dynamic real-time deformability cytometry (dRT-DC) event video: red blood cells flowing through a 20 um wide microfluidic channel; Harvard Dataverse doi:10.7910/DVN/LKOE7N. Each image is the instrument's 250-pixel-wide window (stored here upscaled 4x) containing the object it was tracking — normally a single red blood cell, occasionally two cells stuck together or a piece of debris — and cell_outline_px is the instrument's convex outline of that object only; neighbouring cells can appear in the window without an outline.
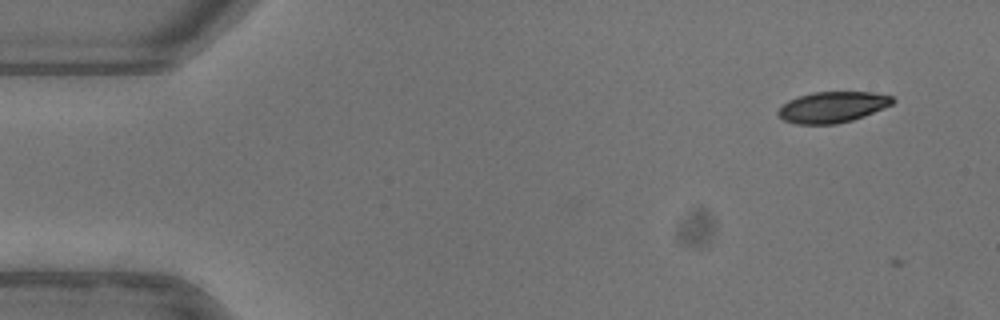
{"species": "common noctule bat (a hibernating species)", "species_latin": "Nyctalus noctula", "temperature_condition": "warm", "stored_images_in_passage": 5, "camera_frame_rate_fps": 3000, "um_per_image_px": 0.085, "animal": {"sex": "female"}, "frame": {"image": 1, "passage_image": 3, "time_ms": 0.667, "image_size_px": [1000, 320], "cell_outline_px": [[896, 100], [892, 104], [884, 108], [864, 116], [852, 120], [836, 124], [796, 124], [784, 120], [776, 112], [788, 100], [812, 92], [872, 92], [892, 96]], "centroid_in_image_um": [70.78, 9.1], "position_along_channel_um": 14.2, "area_um2": 20.58}}